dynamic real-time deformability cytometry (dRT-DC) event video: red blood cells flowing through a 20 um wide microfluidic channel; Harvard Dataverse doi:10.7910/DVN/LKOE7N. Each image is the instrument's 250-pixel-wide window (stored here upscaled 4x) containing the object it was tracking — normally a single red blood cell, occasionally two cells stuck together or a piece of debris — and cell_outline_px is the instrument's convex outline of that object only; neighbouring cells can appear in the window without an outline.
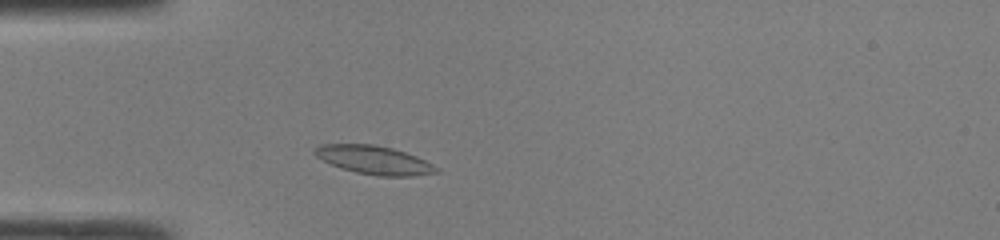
{"species": "common noctule bat (a hibernating species)", "species_latin": "Nyctalus noctula", "temperature_condition": "room temperature", "stored_images_in_passage": 40, "camera_frame_rate_fps": 3000, "um_per_image_px": 0.085, "animal": {"sex": "male", "body_mass_g": 19.0, "forearm_length_mm": 50.8}, "frame": {"image": 1, "passage_image": 6, "time_ms": 1.667, "image_size_px": [1000, 240], "cell_outline_px": [[440, 172], [412, 176], [380, 176], [356, 172], [340, 168], [316, 156], [312, 152], [320, 144], [372, 144], [392, 148], [416, 156], [440, 168]], "centroid_in_image_um": [31.81, 13.6], "position_along_channel_um": 53.2, "area_um2": 20.06}}
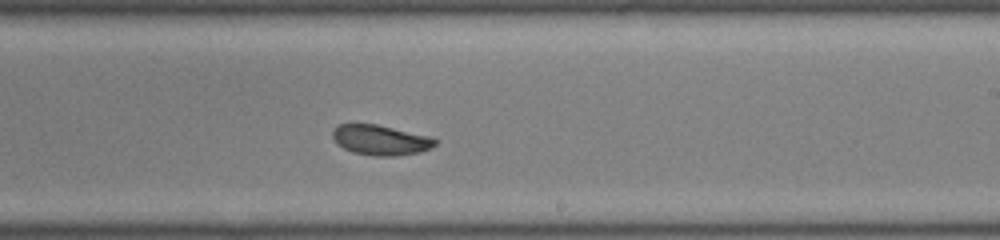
{"frame": {"image": 2, "passage_image": 21, "time_ms": 6.667, "image_size_px": [1000, 240], "cell_outline_px": [[436, 144], [420, 152], [396, 156], [376, 156], [352, 152], [336, 144], [332, 136], [332, 132], [336, 124], [376, 124], [428, 136], [436, 140]], "centroid_in_image_um": [32.28, 11.9], "position_along_channel_um": 256.7, "area_um2": 17.86}}
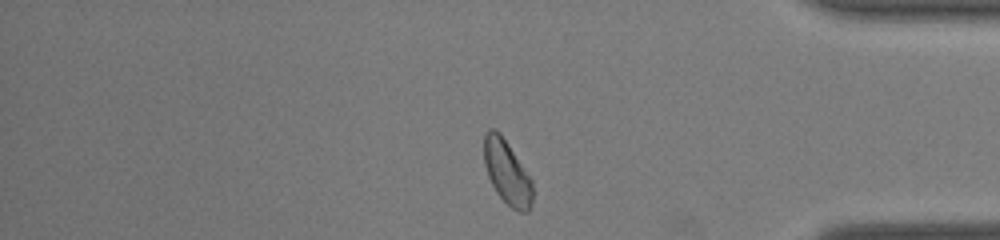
{"frame": {"image": 3, "passage_image": 32, "time_ms": 10.333, "image_size_px": [1000, 240], "cell_outline_px": [[532, 200], [528, 212], [516, 212], [496, 192], [488, 176], [484, 164], [484, 132], [488, 128], [496, 128], [500, 132], [532, 180]], "centroid_in_image_um": [43.07, 14.62], "position_along_channel_um": 392.1, "area_um2": 18.09}, "authors_computed_cell_mechanics": {"area_um2": 18.5249, "velocity_mm_per_s": 4.2639, "shape_relaxation_time_tau1_ms": 7.5501, "shape_relaxation_time_tau2_ms": 5.0212, "deformation_change_tau1": 0.1455, "deformation_change_tau2": 0.0827}}